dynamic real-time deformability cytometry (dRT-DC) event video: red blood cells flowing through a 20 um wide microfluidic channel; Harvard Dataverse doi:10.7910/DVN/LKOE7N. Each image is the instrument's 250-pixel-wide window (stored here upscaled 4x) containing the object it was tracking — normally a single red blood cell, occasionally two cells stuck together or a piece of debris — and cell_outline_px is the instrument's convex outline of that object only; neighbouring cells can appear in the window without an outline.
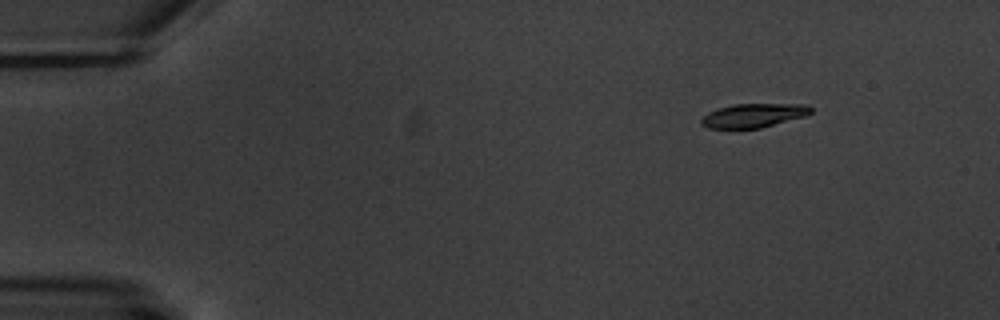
{"species": "common noctule bat (a hibernating species)", "species_latin": "Nyctalus noctula", "temperature_condition": "warm", "stored_images_in_passage": 6, "camera_frame_rate_fps": 3000, "um_per_image_px": 0.085, "animal": {"sex": "male", "body_mass_g": 20.1, "forearm_length_mm": 53.5}, "frame": {"image": 1, "passage_image": 1, "time_ms": 0.0, "image_size_px": [1000, 320], "cell_outline_px": [[812, 112], [804, 116], [760, 128], [708, 128], [700, 124], [700, 120], [708, 112], [732, 104], [808, 104], [812, 108]], "centroid_in_image_um": [64.04, 9.81], "position_along_channel_um": 21.0, "area_um2": 15.14}}